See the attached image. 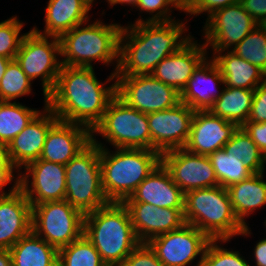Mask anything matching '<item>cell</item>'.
Wrapping results in <instances>:
<instances>
[{
	"label": "cell",
	"mask_w": 266,
	"mask_h": 266,
	"mask_svg": "<svg viewBox=\"0 0 266 266\" xmlns=\"http://www.w3.org/2000/svg\"><path fill=\"white\" fill-rule=\"evenodd\" d=\"M93 69L62 65L56 85L47 96V106L59 120L85 126L90 131L116 96V81L104 86Z\"/></svg>",
	"instance_id": "1"
},
{
	"label": "cell",
	"mask_w": 266,
	"mask_h": 266,
	"mask_svg": "<svg viewBox=\"0 0 266 266\" xmlns=\"http://www.w3.org/2000/svg\"><path fill=\"white\" fill-rule=\"evenodd\" d=\"M130 25L121 28L116 76L151 74L164 58L179 51L193 38L182 36L187 28L178 20Z\"/></svg>",
	"instance_id": "2"
},
{
	"label": "cell",
	"mask_w": 266,
	"mask_h": 266,
	"mask_svg": "<svg viewBox=\"0 0 266 266\" xmlns=\"http://www.w3.org/2000/svg\"><path fill=\"white\" fill-rule=\"evenodd\" d=\"M83 234L107 266H120L140 244L127 207L118 202L85 214Z\"/></svg>",
	"instance_id": "3"
},
{
	"label": "cell",
	"mask_w": 266,
	"mask_h": 266,
	"mask_svg": "<svg viewBox=\"0 0 266 266\" xmlns=\"http://www.w3.org/2000/svg\"><path fill=\"white\" fill-rule=\"evenodd\" d=\"M91 141L100 147L102 190L109 202L123 203L161 162L155 150L115 148L110 153L96 137Z\"/></svg>",
	"instance_id": "4"
},
{
	"label": "cell",
	"mask_w": 266,
	"mask_h": 266,
	"mask_svg": "<svg viewBox=\"0 0 266 266\" xmlns=\"http://www.w3.org/2000/svg\"><path fill=\"white\" fill-rule=\"evenodd\" d=\"M184 220L210 239H231L250 233L234 214L227 189L222 186L194 189L185 193Z\"/></svg>",
	"instance_id": "5"
},
{
	"label": "cell",
	"mask_w": 266,
	"mask_h": 266,
	"mask_svg": "<svg viewBox=\"0 0 266 266\" xmlns=\"http://www.w3.org/2000/svg\"><path fill=\"white\" fill-rule=\"evenodd\" d=\"M78 25L59 37L62 65L71 67H93L92 61L109 65L117 62L115 71L106 82L116 79L119 65V37L122 26L103 24L96 20L88 26ZM81 27V28H80Z\"/></svg>",
	"instance_id": "6"
},
{
	"label": "cell",
	"mask_w": 266,
	"mask_h": 266,
	"mask_svg": "<svg viewBox=\"0 0 266 266\" xmlns=\"http://www.w3.org/2000/svg\"><path fill=\"white\" fill-rule=\"evenodd\" d=\"M65 200L84 215L109 203L102 190L100 147L92 141L65 165Z\"/></svg>",
	"instance_id": "7"
},
{
	"label": "cell",
	"mask_w": 266,
	"mask_h": 266,
	"mask_svg": "<svg viewBox=\"0 0 266 266\" xmlns=\"http://www.w3.org/2000/svg\"><path fill=\"white\" fill-rule=\"evenodd\" d=\"M99 133L116 148L150 150L147 114L128 106L117 95L110 101L101 121L91 131Z\"/></svg>",
	"instance_id": "8"
},
{
	"label": "cell",
	"mask_w": 266,
	"mask_h": 266,
	"mask_svg": "<svg viewBox=\"0 0 266 266\" xmlns=\"http://www.w3.org/2000/svg\"><path fill=\"white\" fill-rule=\"evenodd\" d=\"M31 230L59 250L83 235L84 214L66 200L36 204Z\"/></svg>",
	"instance_id": "9"
},
{
	"label": "cell",
	"mask_w": 266,
	"mask_h": 266,
	"mask_svg": "<svg viewBox=\"0 0 266 266\" xmlns=\"http://www.w3.org/2000/svg\"><path fill=\"white\" fill-rule=\"evenodd\" d=\"M48 38L33 29L25 33L15 58L31 81L41 77L44 101L54 89L62 67L56 57L61 55L59 38L51 36L50 42Z\"/></svg>",
	"instance_id": "10"
},
{
	"label": "cell",
	"mask_w": 266,
	"mask_h": 266,
	"mask_svg": "<svg viewBox=\"0 0 266 266\" xmlns=\"http://www.w3.org/2000/svg\"><path fill=\"white\" fill-rule=\"evenodd\" d=\"M116 95L128 106L149 114L171 109L181 102L180 93L151 74L116 76Z\"/></svg>",
	"instance_id": "11"
},
{
	"label": "cell",
	"mask_w": 266,
	"mask_h": 266,
	"mask_svg": "<svg viewBox=\"0 0 266 266\" xmlns=\"http://www.w3.org/2000/svg\"><path fill=\"white\" fill-rule=\"evenodd\" d=\"M210 240L204 232L185 223L181 228L156 236L147 243L164 266H187L198 255L201 257L196 266H201Z\"/></svg>",
	"instance_id": "12"
},
{
	"label": "cell",
	"mask_w": 266,
	"mask_h": 266,
	"mask_svg": "<svg viewBox=\"0 0 266 266\" xmlns=\"http://www.w3.org/2000/svg\"><path fill=\"white\" fill-rule=\"evenodd\" d=\"M257 25L241 2L228 5L211 14L204 25L205 46H212V51L220 52L234 48Z\"/></svg>",
	"instance_id": "13"
},
{
	"label": "cell",
	"mask_w": 266,
	"mask_h": 266,
	"mask_svg": "<svg viewBox=\"0 0 266 266\" xmlns=\"http://www.w3.org/2000/svg\"><path fill=\"white\" fill-rule=\"evenodd\" d=\"M195 111L180 102L177 106L147 114L150 129V150L163 152L184 148Z\"/></svg>",
	"instance_id": "14"
},
{
	"label": "cell",
	"mask_w": 266,
	"mask_h": 266,
	"mask_svg": "<svg viewBox=\"0 0 266 266\" xmlns=\"http://www.w3.org/2000/svg\"><path fill=\"white\" fill-rule=\"evenodd\" d=\"M161 162L170 172L173 182L184 193L194 189L219 186L207 155L178 148L163 152Z\"/></svg>",
	"instance_id": "15"
},
{
	"label": "cell",
	"mask_w": 266,
	"mask_h": 266,
	"mask_svg": "<svg viewBox=\"0 0 266 266\" xmlns=\"http://www.w3.org/2000/svg\"><path fill=\"white\" fill-rule=\"evenodd\" d=\"M24 169L25 173L19 174V188L26 195L31 207L43 202L65 200V165L38 159ZM29 177L32 181H29Z\"/></svg>",
	"instance_id": "16"
},
{
	"label": "cell",
	"mask_w": 266,
	"mask_h": 266,
	"mask_svg": "<svg viewBox=\"0 0 266 266\" xmlns=\"http://www.w3.org/2000/svg\"><path fill=\"white\" fill-rule=\"evenodd\" d=\"M127 207L134 232L140 243L181 228L184 209L159 208L144 202H123Z\"/></svg>",
	"instance_id": "17"
},
{
	"label": "cell",
	"mask_w": 266,
	"mask_h": 266,
	"mask_svg": "<svg viewBox=\"0 0 266 266\" xmlns=\"http://www.w3.org/2000/svg\"><path fill=\"white\" fill-rule=\"evenodd\" d=\"M43 112L33 120L7 145L8 156L13 165L19 169L38 160L50 128L59 120L45 101Z\"/></svg>",
	"instance_id": "18"
},
{
	"label": "cell",
	"mask_w": 266,
	"mask_h": 266,
	"mask_svg": "<svg viewBox=\"0 0 266 266\" xmlns=\"http://www.w3.org/2000/svg\"><path fill=\"white\" fill-rule=\"evenodd\" d=\"M237 128L235 123L214 115L210 110L195 111L184 148L189 152L208 156L223 148Z\"/></svg>",
	"instance_id": "19"
},
{
	"label": "cell",
	"mask_w": 266,
	"mask_h": 266,
	"mask_svg": "<svg viewBox=\"0 0 266 266\" xmlns=\"http://www.w3.org/2000/svg\"><path fill=\"white\" fill-rule=\"evenodd\" d=\"M90 142L91 131L88 128L58 120L47 134L39 159L66 165Z\"/></svg>",
	"instance_id": "20"
},
{
	"label": "cell",
	"mask_w": 266,
	"mask_h": 266,
	"mask_svg": "<svg viewBox=\"0 0 266 266\" xmlns=\"http://www.w3.org/2000/svg\"><path fill=\"white\" fill-rule=\"evenodd\" d=\"M192 38L179 51L164 58L151 75L159 81L183 91L199 65L208 58L205 44H197Z\"/></svg>",
	"instance_id": "21"
},
{
	"label": "cell",
	"mask_w": 266,
	"mask_h": 266,
	"mask_svg": "<svg viewBox=\"0 0 266 266\" xmlns=\"http://www.w3.org/2000/svg\"><path fill=\"white\" fill-rule=\"evenodd\" d=\"M31 226L32 207L23 191L0 195V249L9 250Z\"/></svg>",
	"instance_id": "22"
},
{
	"label": "cell",
	"mask_w": 266,
	"mask_h": 266,
	"mask_svg": "<svg viewBox=\"0 0 266 266\" xmlns=\"http://www.w3.org/2000/svg\"><path fill=\"white\" fill-rule=\"evenodd\" d=\"M185 193L160 162L124 202H144L159 208L184 209Z\"/></svg>",
	"instance_id": "23"
},
{
	"label": "cell",
	"mask_w": 266,
	"mask_h": 266,
	"mask_svg": "<svg viewBox=\"0 0 266 266\" xmlns=\"http://www.w3.org/2000/svg\"><path fill=\"white\" fill-rule=\"evenodd\" d=\"M216 82L224 85L223 76L212 58L210 61L206 58L194 71L187 85L180 93L181 102L194 111L210 110L215 100L221 96V92H215ZM203 83L207 85V88L203 87ZM205 84L204 86L206 87Z\"/></svg>",
	"instance_id": "24"
},
{
	"label": "cell",
	"mask_w": 266,
	"mask_h": 266,
	"mask_svg": "<svg viewBox=\"0 0 266 266\" xmlns=\"http://www.w3.org/2000/svg\"><path fill=\"white\" fill-rule=\"evenodd\" d=\"M90 9L84 0H49L45 9L44 33L35 27L33 30L44 36L59 38L74 27L88 22Z\"/></svg>",
	"instance_id": "25"
},
{
	"label": "cell",
	"mask_w": 266,
	"mask_h": 266,
	"mask_svg": "<svg viewBox=\"0 0 266 266\" xmlns=\"http://www.w3.org/2000/svg\"><path fill=\"white\" fill-rule=\"evenodd\" d=\"M222 52H213L212 60L220 69L226 87L255 90L265 82L266 73L258 66L247 62L232 51H227V54L223 55Z\"/></svg>",
	"instance_id": "26"
},
{
	"label": "cell",
	"mask_w": 266,
	"mask_h": 266,
	"mask_svg": "<svg viewBox=\"0 0 266 266\" xmlns=\"http://www.w3.org/2000/svg\"><path fill=\"white\" fill-rule=\"evenodd\" d=\"M263 174H252L227 188L234 214L243 226H247L245 217L266 204V182Z\"/></svg>",
	"instance_id": "27"
},
{
	"label": "cell",
	"mask_w": 266,
	"mask_h": 266,
	"mask_svg": "<svg viewBox=\"0 0 266 266\" xmlns=\"http://www.w3.org/2000/svg\"><path fill=\"white\" fill-rule=\"evenodd\" d=\"M12 266H58V249L32 230L10 249Z\"/></svg>",
	"instance_id": "28"
},
{
	"label": "cell",
	"mask_w": 266,
	"mask_h": 266,
	"mask_svg": "<svg viewBox=\"0 0 266 266\" xmlns=\"http://www.w3.org/2000/svg\"><path fill=\"white\" fill-rule=\"evenodd\" d=\"M223 87L225 88L221 90V96L215 100L210 111L214 115L241 127L248 120L254 90Z\"/></svg>",
	"instance_id": "29"
},
{
	"label": "cell",
	"mask_w": 266,
	"mask_h": 266,
	"mask_svg": "<svg viewBox=\"0 0 266 266\" xmlns=\"http://www.w3.org/2000/svg\"><path fill=\"white\" fill-rule=\"evenodd\" d=\"M39 112L19 102L0 101V142L8 145Z\"/></svg>",
	"instance_id": "30"
},
{
	"label": "cell",
	"mask_w": 266,
	"mask_h": 266,
	"mask_svg": "<svg viewBox=\"0 0 266 266\" xmlns=\"http://www.w3.org/2000/svg\"><path fill=\"white\" fill-rule=\"evenodd\" d=\"M223 148L227 153L243 161L245 167L253 174L264 172L266 156L242 127L237 128Z\"/></svg>",
	"instance_id": "31"
},
{
	"label": "cell",
	"mask_w": 266,
	"mask_h": 266,
	"mask_svg": "<svg viewBox=\"0 0 266 266\" xmlns=\"http://www.w3.org/2000/svg\"><path fill=\"white\" fill-rule=\"evenodd\" d=\"M214 168L220 186L228 188L231 185L249 178L253 173L245 167L243 161L227 153L224 148L218 149L208 155Z\"/></svg>",
	"instance_id": "32"
},
{
	"label": "cell",
	"mask_w": 266,
	"mask_h": 266,
	"mask_svg": "<svg viewBox=\"0 0 266 266\" xmlns=\"http://www.w3.org/2000/svg\"><path fill=\"white\" fill-rule=\"evenodd\" d=\"M58 266H107L99 252L83 234L58 250Z\"/></svg>",
	"instance_id": "33"
},
{
	"label": "cell",
	"mask_w": 266,
	"mask_h": 266,
	"mask_svg": "<svg viewBox=\"0 0 266 266\" xmlns=\"http://www.w3.org/2000/svg\"><path fill=\"white\" fill-rule=\"evenodd\" d=\"M230 50L266 73V30L262 25H257Z\"/></svg>",
	"instance_id": "34"
},
{
	"label": "cell",
	"mask_w": 266,
	"mask_h": 266,
	"mask_svg": "<svg viewBox=\"0 0 266 266\" xmlns=\"http://www.w3.org/2000/svg\"><path fill=\"white\" fill-rule=\"evenodd\" d=\"M31 90V80L16 59L11 60L0 80V101L11 102L13 99L30 94Z\"/></svg>",
	"instance_id": "35"
},
{
	"label": "cell",
	"mask_w": 266,
	"mask_h": 266,
	"mask_svg": "<svg viewBox=\"0 0 266 266\" xmlns=\"http://www.w3.org/2000/svg\"><path fill=\"white\" fill-rule=\"evenodd\" d=\"M217 241L225 243L229 239H211L202 257L201 266H250L239 251L220 247Z\"/></svg>",
	"instance_id": "36"
},
{
	"label": "cell",
	"mask_w": 266,
	"mask_h": 266,
	"mask_svg": "<svg viewBox=\"0 0 266 266\" xmlns=\"http://www.w3.org/2000/svg\"><path fill=\"white\" fill-rule=\"evenodd\" d=\"M23 22L11 17L0 22V56L15 59L25 34L19 36Z\"/></svg>",
	"instance_id": "37"
},
{
	"label": "cell",
	"mask_w": 266,
	"mask_h": 266,
	"mask_svg": "<svg viewBox=\"0 0 266 266\" xmlns=\"http://www.w3.org/2000/svg\"><path fill=\"white\" fill-rule=\"evenodd\" d=\"M170 6H172V4L169 2V0H137L135 7H137L139 10L143 12L146 11L147 13L149 12V14L151 13V15L154 12H157L151 16L152 18L149 17L146 20H142L143 18H139L135 23L168 22L175 20L171 19L170 17Z\"/></svg>",
	"instance_id": "38"
},
{
	"label": "cell",
	"mask_w": 266,
	"mask_h": 266,
	"mask_svg": "<svg viewBox=\"0 0 266 266\" xmlns=\"http://www.w3.org/2000/svg\"><path fill=\"white\" fill-rule=\"evenodd\" d=\"M120 266H164L148 243H140Z\"/></svg>",
	"instance_id": "39"
},
{
	"label": "cell",
	"mask_w": 266,
	"mask_h": 266,
	"mask_svg": "<svg viewBox=\"0 0 266 266\" xmlns=\"http://www.w3.org/2000/svg\"><path fill=\"white\" fill-rule=\"evenodd\" d=\"M247 121L266 122V81L254 90L251 111Z\"/></svg>",
	"instance_id": "40"
},
{
	"label": "cell",
	"mask_w": 266,
	"mask_h": 266,
	"mask_svg": "<svg viewBox=\"0 0 266 266\" xmlns=\"http://www.w3.org/2000/svg\"><path fill=\"white\" fill-rule=\"evenodd\" d=\"M241 127L266 156V122L255 123L246 121Z\"/></svg>",
	"instance_id": "41"
},
{
	"label": "cell",
	"mask_w": 266,
	"mask_h": 266,
	"mask_svg": "<svg viewBox=\"0 0 266 266\" xmlns=\"http://www.w3.org/2000/svg\"><path fill=\"white\" fill-rule=\"evenodd\" d=\"M239 2H241V0H198L189 14L197 16L203 12H207L209 17L216 10Z\"/></svg>",
	"instance_id": "42"
},
{
	"label": "cell",
	"mask_w": 266,
	"mask_h": 266,
	"mask_svg": "<svg viewBox=\"0 0 266 266\" xmlns=\"http://www.w3.org/2000/svg\"><path fill=\"white\" fill-rule=\"evenodd\" d=\"M241 4L258 24L266 21V0H241Z\"/></svg>",
	"instance_id": "43"
},
{
	"label": "cell",
	"mask_w": 266,
	"mask_h": 266,
	"mask_svg": "<svg viewBox=\"0 0 266 266\" xmlns=\"http://www.w3.org/2000/svg\"><path fill=\"white\" fill-rule=\"evenodd\" d=\"M14 169V170H13ZM17 168L14 165H0V195H8L14 193L19 188V174L18 177H14V171ZM16 180L8 193L2 191L3 187L11 183L12 180Z\"/></svg>",
	"instance_id": "44"
},
{
	"label": "cell",
	"mask_w": 266,
	"mask_h": 266,
	"mask_svg": "<svg viewBox=\"0 0 266 266\" xmlns=\"http://www.w3.org/2000/svg\"><path fill=\"white\" fill-rule=\"evenodd\" d=\"M256 266H266V239L260 240L254 247Z\"/></svg>",
	"instance_id": "45"
},
{
	"label": "cell",
	"mask_w": 266,
	"mask_h": 266,
	"mask_svg": "<svg viewBox=\"0 0 266 266\" xmlns=\"http://www.w3.org/2000/svg\"><path fill=\"white\" fill-rule=\"evenodd\" d=\"M197 1L198 0H169L172 4V7H170L171 9L174 7L185 13H189L195 7Z\"/></svg>",
	"instance_id": "46"
},
{
	"label": "cell",
	"mask_w": 266,
	"mask_h": 266,
	"mask_svg": "<svg viewBox=\"0 0 266 266\" xmlns=\"http://www.w3.org/2000/svg\"><path fill=\"white\" fill-rule=\"evenodd\" d=\"M0 165H13L8 156L7 144L0 142Z\"/></svg>",
	"instance_id": "47"
},
{
	"label": "cell",
	"mask_w": 266,
	"mask_h": 266,
	"mask_svg": "<svg viewBox=\"0 0 266 266\" xmlns=\"http://www.w3.org/2000/svg\"><path fill=\"white\" fill-rule=\"evenodd\" d=\"M0 266H12V259L9 250L0 249Z\"/></svg>",
	"instance_id": "48"
},
{
	"label": "cell",
	"mask_w": 266,
	"mask_h": 266,
	"mask_svg": "<svg viewBox=\"0 0 266 266\" xmlns=\"http://www.w3.org/2000/svg\"><path fill=\"white\" fill-rule=\"evenodd\" d=\"M11 60L12 59H9L7 57L0 56V80L3 78L7 65L9 64Z\"/></svg>",
	"instance_id": "49"
},
{
	"label": "cell",
	"mask_w": 266,
	"mask_h": 266,
	"mask_svg": "<svg viewBox=\"0 0 266 266\" xmlns=\"http://www.w3.org/2000/svg\"><path fill=\"white\" fill-rule=\"evenodd\" d=\"M108 4L111 6H114L115 4H131L132 6H135L137 3V0H107Z\"/></svg>",
	"instance_id": "50"
},
{
	"label": "cell",
	"mask_w": 266,
	"mask_h": 266,
	"mask_svg": "<svg viewBox=\"0 0 266 266\" xmlns=\"http://www.w3.org/2000/svg\"><path fill=\"white\" fill-rule=\"evenodd\" d=\"M85 3L91 8L94 0H84Z\"/></svg>",
	"instance_id": "51"
},
{
	"label": "cell",
	"mask_w": 266,
	"mask_h": 266,
	"mask_svg": "<svg viewBox=\"0 0 266 266\" xmlns=\"http://www.w3.org/2000/svg\"><path fill=\"white\" fill-rule=\"evenodd\" d=\"M262 26L265 28L266 30V21L262 24Z\"/></svg>",
	"instance_id": "52"
}]
</instances>
